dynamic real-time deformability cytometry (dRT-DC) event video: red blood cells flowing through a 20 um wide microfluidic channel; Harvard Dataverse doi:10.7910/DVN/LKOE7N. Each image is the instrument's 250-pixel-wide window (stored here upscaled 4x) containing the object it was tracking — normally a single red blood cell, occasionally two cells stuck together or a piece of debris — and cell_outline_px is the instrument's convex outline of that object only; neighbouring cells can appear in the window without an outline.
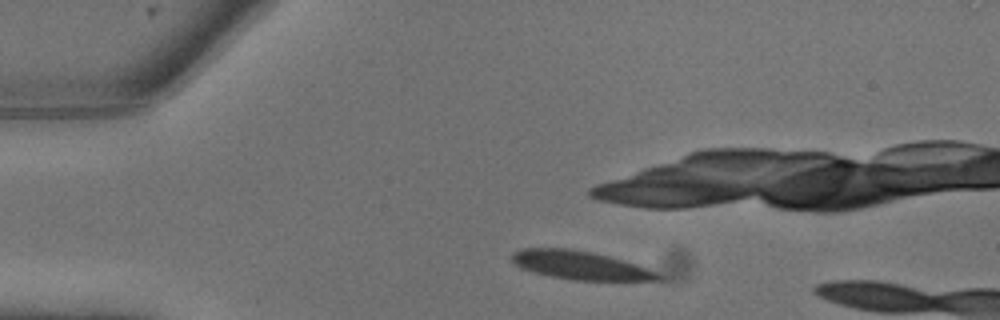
{"species": "common noctule bat (a hibernating species)", "species_latin": "Nyctalus noctula", "temperature_condition": "warm", "stored_images_in_passage": 4, "camera_frame_rate_fps": 3000, "um_per_image_px": 0.085, "animal": {"sex": "male", "body_mass_g": 13.3}, "frame": {"image": 1, "passage_image": 2, "time_ms": 0.333, "image_size_px": [1000, 320], "cell_outline_px": [[660, 280], [572, 280], [552, 276], [520, 268], [512, 260], [512, 252], [520, 248], [572, 248], [592, 252], [624, 260], [648, 268], [660, 276]], "centroid_in_image_um": [49.28, 22.53], "position_along_channel_um": 35.7, "area_um2": 24.04}}